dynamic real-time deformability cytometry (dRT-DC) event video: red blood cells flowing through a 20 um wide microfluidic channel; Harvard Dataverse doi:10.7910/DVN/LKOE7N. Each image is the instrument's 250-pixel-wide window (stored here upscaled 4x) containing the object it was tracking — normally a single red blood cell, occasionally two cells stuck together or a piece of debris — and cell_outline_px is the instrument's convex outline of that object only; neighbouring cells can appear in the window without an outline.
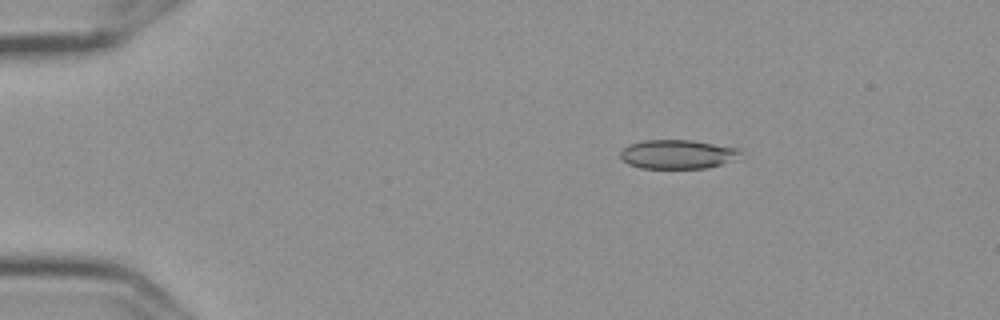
{"species": "Egyptian fruit bat (a non-hibernating species)", "species_latin": "Rousettus aegyptiacus", "temperature_condition": "cold", "stored_images_in_passage": 6, "camera_frame_rate_fps": 3000, "um_per_image_px": 0.085, "frame": {"image": 1, "passage_image": 3, "time_ms": 0.667, "image_size_px": [1000, 320], "cell_outline_px": [[744, 160], [704, 168], [640, 168], [628, 164], [620, 156], [620, 152], [628, 144], [644, 140], [692, 140], [736, 148], [740, 152]], "centroid_in_image_um": [57.66, 13.12], "position_along_channel_um": 27.3, "area_um2": 20.58}}
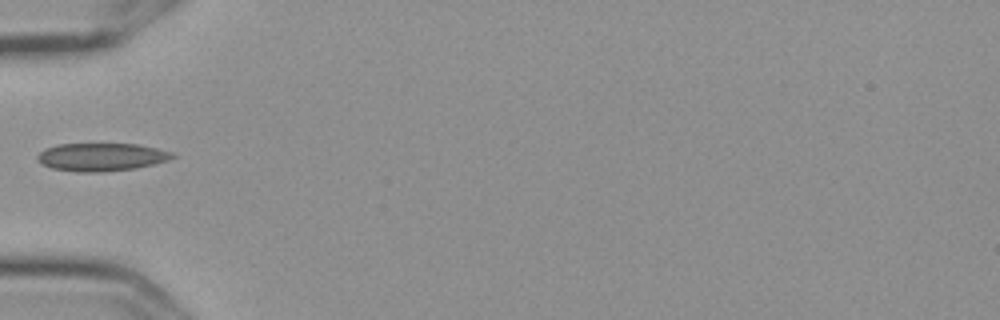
{"frame": {"image": 2, "passage_image": 6, "time_ms": 1.667, "image_size_px": [1000, 320], "cell_outline_px": [[176, 156], [168, 160], [136, 168], [100, 172], [80, 172], [52, 168], [36, 160], [36, 156], [44, 148], [56, 144], [136, 144], [156, 148], [172, 152]], "centroid_in_image_um": [8.59, 13.34], "position_along_channel_um": 76.4, "area_um2": 21.91}}